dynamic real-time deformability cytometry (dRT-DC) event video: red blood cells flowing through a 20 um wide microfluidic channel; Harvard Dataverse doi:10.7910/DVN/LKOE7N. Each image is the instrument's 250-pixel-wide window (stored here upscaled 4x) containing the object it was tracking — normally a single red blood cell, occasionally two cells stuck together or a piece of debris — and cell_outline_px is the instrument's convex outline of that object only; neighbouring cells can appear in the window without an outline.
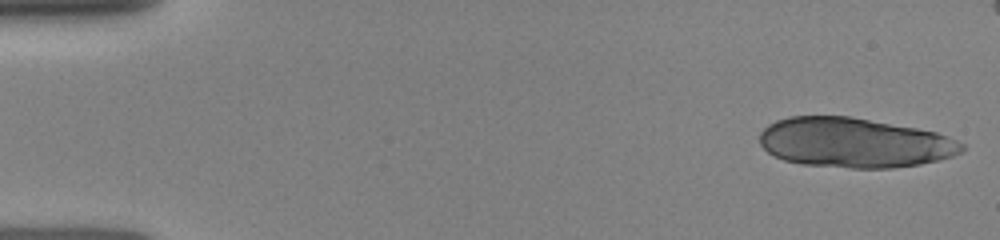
{"species": "human", "species_latin": "Homo sapiens", "temperature_condition": "room temperature", "stored_images_in_passage": 15, "camera_frame_rate_fps": 3000, "um_per_image_px": 0.085, "donor": {"sex": "female"}, "frame": {"image": 1, "passage_image": 1, "time_ms": 0.0, "image_size_px": [1000, 240], "cell_outline_px": [[964, 148], [960, 152], [952, 156], [940, 160], [920, 164], [892, 168], [852, 168], [804, 164], [784, 160], [768, 152], [760, 144], [760, 132], [768, 124], [776, 120], [788, 116], [848, 116], [916, 128], [936, 132], [948, 136], [964, 144]], "centroid_in_image_um": [72.61, 12.13], "position_along_channel_um": 12.4, "area_um2": 58.55}}